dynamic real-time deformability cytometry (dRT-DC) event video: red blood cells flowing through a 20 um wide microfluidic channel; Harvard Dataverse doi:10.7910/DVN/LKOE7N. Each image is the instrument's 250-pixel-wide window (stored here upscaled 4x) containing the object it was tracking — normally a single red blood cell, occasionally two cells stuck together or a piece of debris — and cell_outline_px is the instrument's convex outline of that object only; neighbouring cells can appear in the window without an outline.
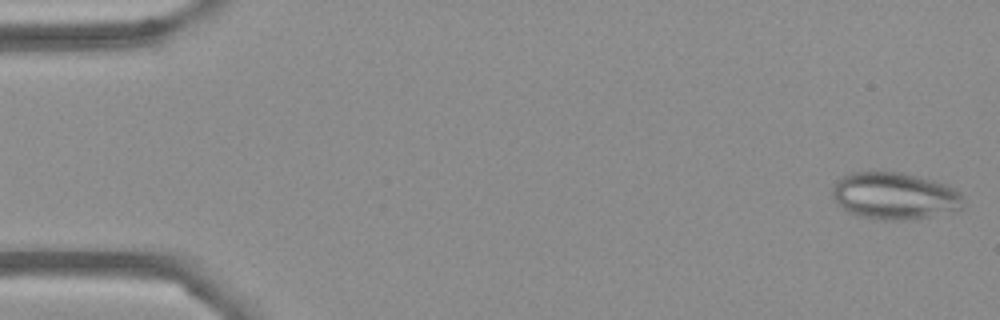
{"species": "Egyptian fruit bat (a non-hibernating species)", "species_latin": "Rousettus aegyptiacus", "temperature_condition": "cold", "stored_images_in_passage": 54, "camera_frame_rate_fps": 3000, "um_per_image_px": 0.085, "frame": {"image": 1, "passage_image": 1, "time_ms": 0.0, "image_size_px": [1000, 320], "cell_outline_px": [[964, 200], [960, 208], [952, 212], [916, 220], [884, 220], [860, 216], [848, 212], [832, 196], [832, 184], [836, 180], [852, 172], [904, 172], [936, 180], [956, 188], [964, 196]], "centroid_in_image_um": [76.09, 16.65], "position_along_channel_um": 8.9, "area_um2": 36.41}}
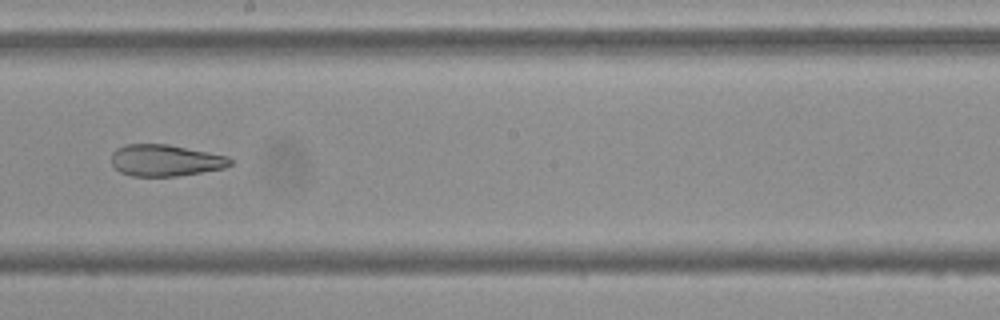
{"frame": {"image": 2, "passage_image": 30, "time_ms": 9.667, "image_size_px": [1000, 320], "cell_outline_px": [[232, 164], [224, 168], [176, 176], [132, 176], [120, 172], [112, 164], [112, 152], [116, 148], [124, 144], [168, 144], [228, 156], [232, 160]], "centroid_in_image_um": [14.04, 13.62], "position_along_channel_um": 234.2, "area_um2": 21.85}}
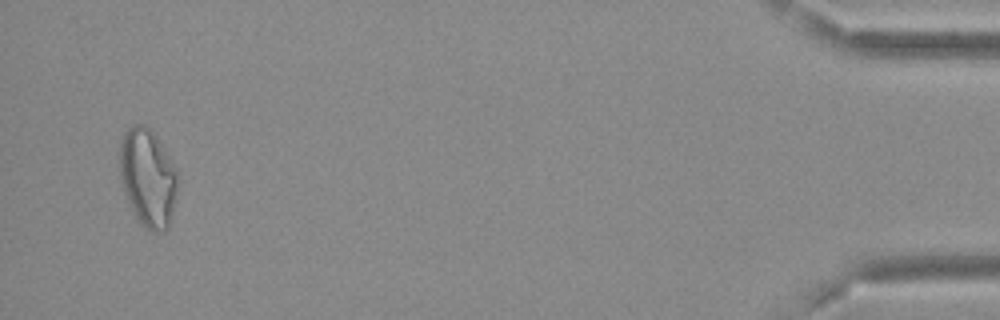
{"frame": {"image": 3, "passage_image": 52, "time_ms": 17.0, "image_size_px": [1000, 320], "cell_outline_px": [[176, 188], [172, 216], [168, 228], [164, 232], [152, 232], [144, 228], [136, 220], [132, 212], [124, 192], [120, 176], [120, 140], [124, 132], [132, 124], [144, 124], [156, 136], [164, 148], [176, 168]], "centroid_in_image_um": [12.54, 15.13], "position_along_channel_um": 422.7, "area_um2": 33.23}, "authors_computed_cell_mechanics": {"area_um2": 28.4665, "velocity_mm_per_s": 3.6992, "shape_relaxation_time_tau1_ms": null, "shape_relaxation_time_tau2_ms": 3.1986, "deformation_change_tau1": null, "deformation_change_tau2": 0.1163}}